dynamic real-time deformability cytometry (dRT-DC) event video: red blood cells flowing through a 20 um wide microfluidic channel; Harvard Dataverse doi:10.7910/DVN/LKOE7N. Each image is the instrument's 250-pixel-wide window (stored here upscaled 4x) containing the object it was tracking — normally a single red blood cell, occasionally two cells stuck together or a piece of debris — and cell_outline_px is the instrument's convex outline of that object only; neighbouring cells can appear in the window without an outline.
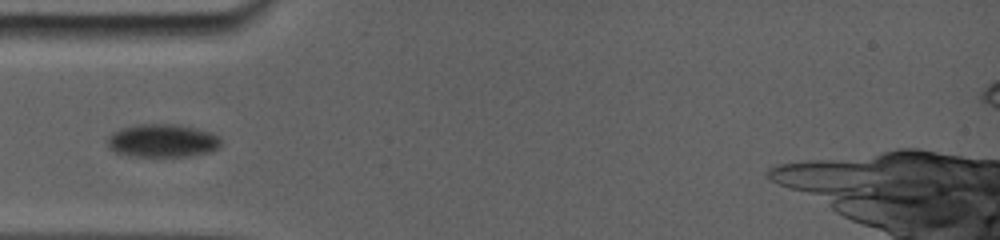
{"species": "common noctule bat (a hibernating species)", "species_latin": "Nyctalus noctula", "temperature_condition": "room temperature", "stored_images_in_passage": 34, "camera_frame_rate_fps": 5000, "um_per_image_px": 0.085, "animal": {"sex": "female", "body_mass_g": 19.0, "forearm_length_mm": 56.7}, "frame": {"image": 1, "passage_image": 1, "time_ms": 0.0, "image_size_px": [1000, 240], "cell_outline_px": [[220, 144], [216, 148], [208, 152], [188, 156], [136, 156], [116, 152], [108, 144], [108, 140], [116, 132], [128, 128], [144, 124], [164, 124], [208, 132], [216, 136], [220, 140]], "centroid_in_image_um": [13.82, 11.99], "position_along_channel_um": 71.2, "area_um2": 20.52}}
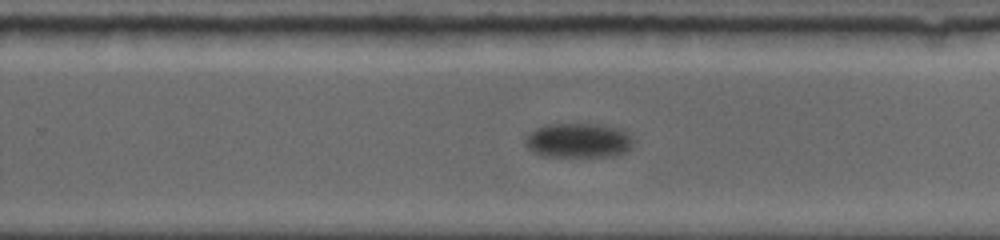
{"frame": {"image": 2, "passage_image": 13, "time_ms": 6.2, "image_size_px": [1000, 240], "cell_outline_px": [[636, 140], [632, 148], [628, 152], [612, 156], [544, 156], [528, 148], [524, 144], [524, 140], [536, 128], [544, 124], [596, 124], [620, 128], [628, 132]], "centroid_in_image_um": [49.25, 11.93], "position_along_channel_um": 280.6, "area_um2": 22.02}}
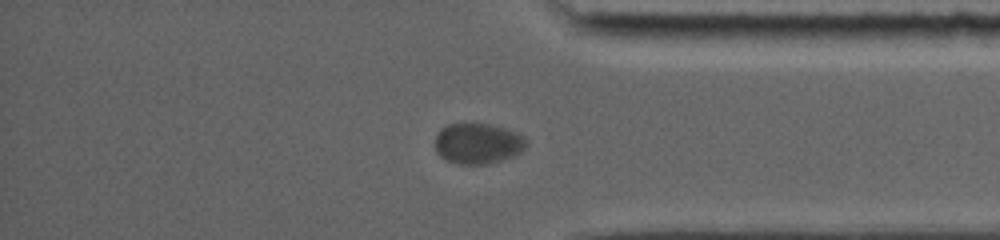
{"frame": {"image": 3, "passage_image": 26, "time_ms": 9.6, "image_size_px": [1000, 240], "cell_outline_px": [[528, 144], [520, 152], [512, 156], [500, 160], [484, 164], [456, 164], [440, 156], [436, 152], [436, 136], [440, 128], [448, 124], [464, 120], [492, 124], [508, 128], [524, 136], [528, 140]], "centroid_in_image_um": [40.61, 12.13], "position_along_channel_um": 394.6, "area_um2": 22.31}}